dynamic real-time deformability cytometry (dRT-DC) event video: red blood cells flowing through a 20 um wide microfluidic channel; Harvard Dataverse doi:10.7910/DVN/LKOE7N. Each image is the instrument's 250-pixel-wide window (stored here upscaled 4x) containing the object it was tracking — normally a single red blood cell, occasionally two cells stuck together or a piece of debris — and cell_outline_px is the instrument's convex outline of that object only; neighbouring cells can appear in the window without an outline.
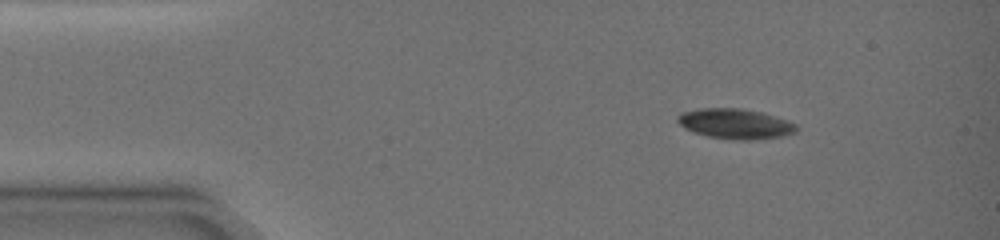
{"species": "common noctule bat (a hibernating species)", "species_latin": "Nyctalus noctula", "temperature_condition": "warm", "stored_images_in_passage": 3, "camera_frame_rate_fps": 3000, "um_per_image_px": 0.085, "animal": {"sex": "female", "body_mass_g": 19.0, "forearm_length_mm": 51.5}, "frame": {"image": 1, "passage_image": 1, "time_ms": 0.0, "image_size_px": [1000, 240], "cell_outline_px": [[796, 132], [780, 136], [752, 140], [732, 140], [708, 136], [692, 132], [684, 128], [676, 120], [676, 116], [680, 112], [700, 108], [740, 108], [764, 112], [788, 120], [796, 124]], "centroid_in_image_um": [62.46, 10.51], "position_along_channel_um": 22.5, "area_um2": 21.1}}